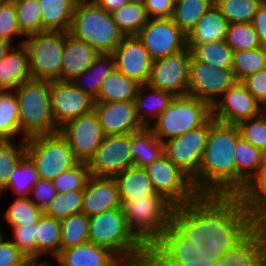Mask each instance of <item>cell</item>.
<instances>
[{
    "mask_svg": "<svg viewBox=\"0 0 266 266\" xmlns=\"http://www.w3.org/2000/svg\"><path fill=\"white\" fill-rule=\"evenodd\" d=\"M187 46L196 61L217 68L232 69L233 50L225 40L208 44H187Z\"/></svg>",
    "mask_w": 266,
    "mask_h": 266,
    "instance_id": "39",
    "label": "cell"
},
{
    "mask_svg": "<svg viewBox=\"0 0 266 266\" xmlns=\"http://www.w3.org/2000/svg\"><path fill=\"white\" fill-rule=\"evenodd\" d=\"M266 69V47L233 52L232 70L237 81Z\"/></svg>",
    "mask_w": 266,
    "mask_h": 266,
    "instance_id": "44",
    "label": "cell"
},
{
    "mask_svg": "<svg viewBox=\"0 0 266 266\" xmlns=\"http://www.w3.org/2000/svg\"><path fill=\"white\" fill-rule=\"evenodd\" d=\"M173 94L154 89L147 84L140 85L134 99L136 115L144 127H150L158 116L171 104Z\"/></svg>",
    "mask_w": 266,
    "mask_h": 266,
    "instance_id": "29",
    "label": "cell"
},
{
    "mask_svg": "<svg viewBox=\"0 0 266 266\" xmlns=\"http://www.w3.org/2000/svg\"><path fill=\"white\" fill-rule=\"evenodd\" d=\"M225 41L233 52L261 47L251 23H229Z\"/></svg>",
    "mask_w": 266,
    "mask_h": 266,
    "instance_id": "50",
    "label": "cell"
},
{
    "mask_svg": "<svg viewBox=\"0 0 266 266\" xmlns=\"http://www.w3.org/2000/svg\"><path fill=\"white\" fill-rule=\"evenodd\" d=\"M60 242V220L47 216L43 212L38 219L36 232L37 262L52 261V259H54L60 252ZM50 257L52 258L49 259Z\"/></svg>",
    "mask_w": 266,
    "mask_h": 266,
    "instance_id": "33",
    "label": "cell"
},
{
    "mask_svg": "<svg viewBox=\"0 0 266 266\" xmlns=\"http://www.w3.org/2000/svg\"><path fill=\"white\" fill-rule=\"evenodd\" d=\"M111 15L124 36H137L149 19L144 4L135 3H127Z\"/></svg>",
    "mask_w": 266,
    "mask_h": 266,
    "instance_id": "42",
    "label": "cell"
},
{
    "mask_svg": "<svg viewBox=\"0 0 266 266\" xmlns=\"http://www.w3.org/2000/svg\"><path fill=\"white\" fill-rule=\"evenodd\" d=\"M113 178L116 180L121 201L159 195L144 168L133 166Z\"/></svg>",
    "mask_w": 266,
    "mask_h": 266,
    "instance_id": "30",
    "label": "cell"
},
{
    "mask_svg": "<svg viewBox=\"0 0 266 266\" xmlns=\"http://www.w3.org/2000/svg\"><path fill=\"white\" fill-rule=\"evenodd\" d=\"M220 0H211V2L213 3V4H216V3H218Z\"/></svg>",
    "mask_w": 266,
    "mask_h": 266,
    "instance_id": "64",
    "label": "cell"
},
{
    "mask_svg": "<svg viewBox=\"0 0 266 266\" xmlns=\"http://www.w3.org/2000/svg\"><path fill=\"white\" fill-rule=\"evenodd\" d=\"M212 117V106L189 95L175 96L168 108L149 127L165 142L204 125Z\"/></svg>",
    "mask_w": 266,
    "mask_h": 266,
    "instance_id": "7",
    "label": "cell"
},
{
    "mask_svg": "<svg viewBox=\"0 0 266 266\" xmlns=\"http://www.w3.org/2000/svg\"><path fill=\"white\" fill-rule=\"evenodd\" d=\"M265 109L241 81L235 82L212 106V117L222 123L238 125L259 116Z\"/></svg>",
    "mask_w": 266,
    "mask_h": 266,
    "instance_id": "18",
    "label": "cell"
},
{
    "mask_svg": "<svg viewBox=\"0 0 266 266\" xmlns=\"http://www.w3.org/2000/svg\"><path fill=\"white\" fill-rule=\"evenodd\" d=\"M128 3L144 4L145 0H127Z\"/></svg>",
    "mask_w": 266,
    "mask_h": 266,
    "instance_id": "63",
    "label": "cell"
},
{
    "mask_svg": "<svg viewBox=\"0 0 266 266\" xmlns=\"http://www.w3.org/2000/svg\"><path fill=\"white\" fill-rule=\"evenodd\" d=\"M229 22L213 4L187 35V44H208L226 39Z\"/></svg>",
    "mask_w": 266,
    "mask_h": 266,
    "instance_id": "28",
    "label": "cell"
},
{
    "mask_svg": "<svg viewBox=\"0 0 266 266\" xmlns=\"http://www.w3.org/2000/svg\"><path fill=\"white\" fill-rule=\"evenodd\" d=\"M90 176L87 163L78 162L75 166L61 172L52 180V183L57 193L84 190Z\"/></svg>",
    "mask_w": 266,
    "mask_h": 266,
    "instance_id": "51",
    "label": "cell"
},
{
    "mask_svg": "<svg viewBox=\"0 0 266 266\" xmlns=\"http://www.w3.org/2000/svg\"><path fill=\"white\" fill-rule=\"evenodd\" d=\"M112 54L119 72L140 85L147 84L153 60L137 36H124Z\"/></svg>",
    "mask_w": 266,
    "mask_h": 266,
    "instance_id": "20",
    "label": "cell"
},
{
    "mask_svg": "<svg viewBox=\"0 0 266 266\" xmlns=\"http://www.w3.org/2000/svg\"><path fill=\"white\" fill-rule=\"evenodd\" d=\"M116 69L113 54L100 53L91 66L77 76L72 83L94 101L98 97L101 83Z\"/></svg>",
    "mask_w": 266,
    "mask_h": 266,
    "instance_id": "31",
    "label": "cell"
},
{
    "mask_svg": "<svg viewBox=\"0 0 266 266\" xmlns=\"http://www.w3.org/2000/svg\"><path fill=\"white\" fill-rule=\"evenodd\" d=\"M31 266H52V261H49V262H34Z\"/></svg>",
    "mask_w": 266,
    "mask_h": 266,
    "instance_id": "61",
    "label": "cell"
},
{
    "mask_svg": "<svg viewBox=\"0 0 266 266\" xmlns=\"http://www.w3.org/2000/svg\"><path fill=\"white\" fill-rule=\"evenodd\" d=\"M121 203L129 229L147 248L172 222L174 205L160 194Z\"/></svg>",
    "mask_w": 266,
    "mask_h": 266,
    "instance_id": "6",
    "label": "cell"
},
{
    "mask_svg": "<svg viewBox=\"0 0 266 266\" xmlns=\"http://www.w3.org/2000/svg\"><path fill=\"white\" fill-rule=\"evenodd\" d=\"M203 244L194 245L172 223L148 248L146 266H216Z\"/></svg>",
    "mask_w": 266,
    "mask_h": 266,
    "instance_id": "8",
    "label": "cell"
},
{
    "mask_svg": "<svg viewBox=\"0 0 266 266\" xmlns=\"http://www.w3.org/2000/svg\"><path fill=\"white\" fill-rule=\"evenodd\" d=\"M60 251L89 242V217L76 213L60 220Z\"/></svg>",
    "mask_w": 266,
    "mask_h": 266,
    "instance_id": "41",
    "label": "cell"
},
{
    "mask_svg": "<svg viewBox=\"0 0 266 266\" xmlns=\"http://www.w3.org/2000/svg\"><path fill=\"white\" fill-rule=\"evenodd\" d=\"M174 0H145L144 7L148 18H172Z\"/></svg>",
    "mask_w": 266,
    "mask_h": 266,
    "instance_id": "57",
    "label": "cell"
},
{
    "mask_svg": "<svg viewBox=\"0 0 266 266\" xmlns=\"http://www.w3.org/2000/svg\"><path fill=\"white\" fill-rule=\"evenodd\" d=\"M235 82L232 69L213 67L191 56L187 95L213 106Z\"/></svg>",
    "mask_w": 266,
    "mask_h": 266,
    "instance_id": "13",
    "label": "cell"
},
{
    "mask_svg": "<svg viewBox=\"0 0 266 266\" xmlns=\"http://www.w3.org/2000/svg\"><path fill=\"white\" fill-rule=\"evenodd\" d=\"M139 87V83L115 69L101 83L98 97L94 102L134 101Z\"/></svg>",
    "mask_w": 266,
    "mask_h": 266,
    "instance_id": "36",
    "label": "cell"
},
{
    "mask_svg": "<svg viewBox=\"0 0 266 266\" xmlns=\"http://www.w3.org/2000/svg\"><path fill=\"white\" fill-rule=\"evenodd\" d=\"M32 79L61 81L64 32L45 30L25 37Z\"/></svg>",
    "mask_w": 266,
    "mask_h": 266,
    "instance_id": "10",
    "label": "cell"
},
{
    "mask_svg": "<svg viewBox=\"0 0 266 266\" xmlns=\"http://www.w3.org/2000/svg\"><path fill=\"white\" fill-rule=\"evenodd\" d=\"M50 82L30 80L13 91L19 103L20 135L29 137L59 132L51 113Z\"/></svg>",
    "mask_w": 266,
    "mask_h": 266,
    "instance_id": "5",
    "label": "cell"
},
{
    "mask_svg": "<svg viewBox=\"0 0 266 266\" xmlns=\"http://www.w3.org/2000/svg\"><path fill=\"white\" fill-rule=\"evenodd\" d=\"M218 266H266V225L256 224L217 261Z\"/></svg>",
    "mask_w": 266,
    "mask_h": 266,
    "instance_id": "21",
    "label": "cell"
},
{
    "mask_svg": "<svg viewBox=\"0 0 266 266\" xmlns=\"http://www.w3.org/2000/svg\"><path fill=\"white\" fill-rule=\"evenodd\" d=\"M212 5L211 0H177L172 19L188 35Z\"/></svg>",
    "mask_w": 266,
    "mask_h": 266,
    "instance_id": "43",
    "label": "cell"
},
{
    "mask_svg": "<svg viewBox=\"0 0 266 266\" xmlns=\"http://www.w3.org/2000/svg\"><path fill=\"white\" fill-rule=\"evenodd\" d=\"M13 45L7 41L0 40V61L12 49Z\"/></svg>",
    "mask_w": 266,
    "mask_h": 266,
    "instance_id": "60",
    "label": "cell"
},
{
    "mask_svg": "<svg viewBox=\"0 0 266 266\" xmlns=\"http://www.w3.org/2000/svg\"><path fill=\"white\" fill-rule=\"evenodd\" d=\"M79 162L88 163L105 137L94 110L68 121L59 128Z\"/></svg>",
    "mask_w": 266,
    "mask_h": 266,
    "instance_id": "17",
    "label": "cell"
},
{
    "mask_svg": "<svg viewBox=\"0 0 266 266\" xmlns=\"http://www.w3.org/2000/svg\"><path fill=\"white\" fill-rule=\"evenodd\" d=\"M240 197L255 224L266 225V159Z\"/></svg>",
    "mask_w": 266,
    "mask_h": 266,
    "instance_id": "35",
    "label": "cell"
},
{
    "mask_svg": "<svg viewBox=\"0 0 266 266\" xmlns=\"http://www.w3.org/2000/svg\"><path fill=\"white\" fill-rule=\"evenodd\" d=\"M0 140H25L20 135L19 103L13 90H0Z\"/></svg>",
    "mask_w": 266,
    "mask_h": 266,
    "instance_id": "38",
    "label": "cell"
},
{
    "mask_svg": "<svg viewBox=\"0 0 266 266\" xmlns=\"http://www.w3.org/2000/svg\"><path fill=\"white\" fill-rule=\"evenodd\" d=\"M241 82L266 110V69L248 75Z\"/></svg>",
    "mask_w": 266,
    "mask_h": 266,
    "instance_id": "56",
    "label": "cell"
},
{
    "mask_svg": "<svg viewBox=\"0 0 266 266\" xmlns=\"http://www.w3.org/2000/svg\"><path fill=\"white\" fill-rule=\"evenodd\" d=\"M78 0H38L41 8L42 31L69 32Z\"/></svg>",
    "mask_w": 266,
    "mask_h": 266,
    "instance_id": "34",
    "label": "cell"
},
{
    "mask_svg": "<svg viewBox=\"0 0 266 266\" xmlns=\"http://www.w3.org/2000/svg\"><path fill=\"white\" fill-rule=\"evenodd\" d=\"M118 186L113 177L90 176L83 190L81 212L88 217L121 208Z\"/></svg>",
    "mask_w": 266,
    "mask_h": 266,
    "instance_id": "23",
    "label": "cell"
},
{
    "mask_svg": "<svg viewBox=\"0 0 266 266\" xmlns=\"http://www.w3.org/2000/svg\"><path fill=\"white\" fill-rule=\"evenodd\" d=\"M89 242L104 246L127 266H146L148 248L129 229L121 208L89 217Z\"/></svg>",
    "mask_w": 266,
    "mask_h": 266,
    "instance_id": "3",
    "label": "cell"
},
{
    "mask_svg": "<svg viewBox=\"0 0 266 266\" xmlns=\"http://www.w3.org/2000/svg\"><path fill=\"white\" fill-rule=\"evenodd\" d=\"M87 165L95 177H114L133 167L130 133L105 136Z\"/></svg>",
    "mask_w": 266,
    "mask_h": 266,
    "instance_id": "16",
    "label": "cell"
},
{
    "mask_svg": "<svg viewBox=\"0 0 266 266\" xmlns=\"http://www.w3.org/2000/svg\"><path fill=\"white\" fill-rule=\"evenodd\" d=\"M93 1L99 7L103 8L110 14L128 3L127 0H93Z\"/></svg>",
    "mask_w": 266,
    "mask_h": 266,
    "instance_id": "59",
    "label": "cell"
},
{
    "mask_svg": "<svg viewBox=\"0 0 266 266\" xmlns=\"http://www.w3.org/2000/svg\"><path fill=\"white\" fill-rule=\"evenodd\" d=\"M237 126L241 137L266 153V110L257 117L240 122Z\"/></svg>",
    "mask_w": 266,
    "mask_h": 266,
    "instance_id": "53",
    "label": "cell"
},
{
    "mask_svg": "<svg viewBox=\"0 0 266 266\" xmlns=\"http://www.w3.org/2000/svg\"><path fill=\"white\" fill-rule=\"evenodd\" d=\"M194 245L218 261L256 224L240 196L199 195L174 206L171 222Z\"/></svg>",
    "mask_w": 266,
    "mask_h": 266,
    "instance_id": "1",
    "label": "cell"
},
{
    "mask_svg": "<svg viewBox=\"0 0 266 266\" xmlns=\"http://www.w3.org/2000/svg\"><path fill=\"white\" fill-rule=\"evenodd\" d=\"M49 92L51 113L58 128L94 109V100L71 81H50Z\"/></svg>",
    "mask_w": 266,
    "mask_h": 266,
    "instance_id": "19",
    "label": "cell"
},
{
    "mask_svg": "<svg viewBox=\"0 0 266 266\" xmlns=\"http://www.w3.org/2000/svg\"><path fill=\"white\" fill-rule=\"evenodd\" d=\"M24 39L25 36L19 30L14 0L0 2V40L20 46Z\"/></svg>",
    "mask_w": 266,
    "mask_h": 266,
    "instance_id": "49",
    "label": "cell"
},
{
    "mask_svg": "<svg viewBox=\"0 0 266 266\" xmlns=\"http://www.w3.org/2000/svg\"><path fill=\"white\" fill-rule=\"evenodd\" d=\"M2 212L3 224L6 226H25L37 222L43 211L39 209L30 199V197L14 198Z\"/></svg>",
    "mask_w": 266,
    "mask_h": 266,
    "instance_id": "40",
    "label": "cell"
},
{
    "mask_svg": "<svg viewBox=\"0 0 266 266\" xmlns=\"http://www.w3.org/2000/svg\"><path fill=\"white\" fill-rule=\"evenodd\" d=\"M144 169L157 194L165 197L174 206L187 204L199 196L192 180L164 154Z\"/></svg>",
    "mask_w": 266,
    "mask_h": 266,
    "instance_id": "11",
    "label": "cell"
},
{
    "mask_svg": "<svg viewBox=\"0 0 266 266\" xmlns=\"http://www.w3.org/2000/svg\"><path fill=\"white\" fill-rule=\"evenodd\" d=\"M38 221L32 225L9 226L8 238L31 261L37 262L36 232Z\"/></svg>",
    "mask_w": 266,
    "mask_h": 266,
    "instance_id": "52",
    "label": "cell"
},
{
    "mask_svg": "<svg viewBox=\"0 0 266 266\" xmlns=\"http://www.w3.org/2000/svg\"><path fill=\"white\" fill-rule=\"evenodd\" d=\"M52 261L54 266H127L110 249L92 242L63 249Z\"/></svg>",
    "mask_w": 266,
    "mask_h": 266,
    "instance_id": "24",
    "label": "cell"
},
{
    "mask_svg": "<svg viewBox=\"0 0 266 266\" xmlns=\"http://www.w3.org/2000/svg\"><path fill=\"white\" fill-rule=\"evenodd\" d=\"M25 154V140H0V192L7 186L11 171Z\"/></svg>",
    "mask_w": 266,
    "mask_h": 266,
    "instance_id": "46",
    "label": "cell"
},
{
    "mask_svg": "<svg viewBox=\"0 0 266 266\" xmlns=\"http://www.w3.org/2000/svg\"><path fill=\"white\" fill-rule=\"evenodd\" d=\"M99 53L88 43L64 32L61 81H73L85 72Z\"/></svg>",
    "mask_w": 266,
    "mask_h": 266,
    "instance_id": "25",
    "label": "cell"
},
{
    "mask_svg": "<svg viewBox=\"0 0 266 266\" xmlns=\"http://www.w3.org/2000/svg\"><path fill=\"white\" fill-rule=\"evenodd\" d=\"M25 143L26 154L35 163L40 179L52 181L79 162L60 132L29 137Z\"/></svg>",
    "mask_w": 266,
    "mask_h": 266,
    "instance_id": "9",
    "label": "cell"
},
{
    "mask_svg": "<svg viewBox=\"0 0 266 266\" xmlns=\"http://www.w3.org/2000/svg\"><path fill=\"white\" fill-rule=\"evenodd\" d=\"M240 136L237 125L210 118L205 152L198 174L192 180L199 195L237 196L234 149Z\"/></svg>",
    "mask_w": 266,
    "mask_h": 266,
    "instance_id": "2",
    "label": "cell"
},
{
    "mask_svg": "<svg viewBox=\"0 0 266 266\" xmlns=\"http://www.w3.org/2000/svg\"><path fill=\"white\" fill-rule=\"evenodd\" d=\"M209 130L210 119L196 129L163 142L164 155L191 180L198 174Z\"/></svg>",
    "mask_w": 266,
    "mask_h": 266,
    "instance_id": "12",
    "label": "cell"
},
{
    "mask_svg": "<svg viewBox=\"0 0 266 266\" xmlns=\"http://www.w3.org/2000/svg\"><path fill=\"white\" fill-rule=\"evenodd\" d=\"M152 60L185 50L187 35L172 18H149L138 33Z\"/></svg>",
    "mask_w": 266,
    "mask_h": 266,
    "instance_id": "14",
    "label": "cell"
},
{
    "mask_svg": "<svg viewBox=\"0 0 266 266\" xmlns=\"http://www.w3.org/2000/svg\"><path fill=\"white\" fill-rule=\"evenodd\" d=\"M20 32L26 37L42 32L41 8L38 0H14Z\"/></svg>",
    "mask_w": 266,
    "mask_h": 266,
    "instance_id": "45",
    "label": "cell"
},
{
    "mask_svg": "<svg viewBox=\"0 0 266 266\" xmlns=\"http://www.w3.org/2000/svg\"><path fill=\"white\" fill-rule=\"evenodd\" d=\"M34 262L23 254L4 234L0 239V266H31Z\"/></svg>",
    "mask_w": 266,
    "mask_h": 266,
    "instance_id": "54",
    "label": "cell"
},
{
    "mask_svg": "<svg viewBox=\"0 0 266 266\" xmlns=\"http://www.w3.org/2000/svg\"><path fill=\"white\" fill-rule=\"evenodd\" d=\"M69 33L91 45L99 54H112L124 37L112 15L93 0L77 1Z\"/></svg>",
    "mask_w": 266,
    "mask_h": 266,
    "instance_id": "4",
    "label": "cell"
},
{
    "mask_svg": "<svg viewBox=\"0 0 266 266\" xmlns=\"http://www.w3.org/2000/svg\"><path fill=\"white\" fill-rule=\"evenodd\" d=\"M105 136L134 133L144 128L136 115L134 101L94 102Z\"/></svg>",
    "mask_w": 266,
    "mask_h": 266,
    "instance_id": "22",
    "label": "cell"
},
{
    "mask_svg": "<svg viewBox=\"0 0 266 266\" xmlns=\"http://www.w3.org/2000/svg\"><path fill=\"white\" fill-rule=\"evenodd\" d=\"M234 152L237 171V196H240L250 181L260 172L265 161V153L241 136L237 139Z\"/></svg>",
    "mask_w": 266,
    "mask_h": 266,
    "instance_id": "27",
    "label": "cell"
},
{
    "mask_svg": "<svg viewBox=\"0 0 266 266\" xmlns=\"http://www.w3.org/2000/svg\"><path fill=\"white\" fill-rule=\"evenodd\" d=\"M263 0H220L215 5L229 23H251Z\"/></svg>",
    "mask_w": 266,
    "mask_h": 266,
    "instance_id": "48",
    "label": "cell"
},
{
    "mask_svg": "<svg viewBox=\"0 0 266 266\" xmlns=\"http://www.w3.org/2000/svg\"><path fill=\"white\" fill-rule=\"evenodd\" d=\"M130 152L134 166L145 168L164 154V146L149 127H144L130 133Z\"/></svg>",
    "mask_w": 266,
    "mask_h": 266,
    "instance_id": "32",
    "label": "cell"
},
{
    "mask_svg": "<svg viewBox=\"0 0 266 266\" xmlns=\"http://www.w3.org/2000/svg\"><path fill=\"white\" fill-rule=\"evenodd\" d=\"M39 179L35 163L25 154L11 171L8 184L0 192V197L9 191V196L12 195L14 198L29 197L32 187Z\"/></svg>",
    "mask_w": 266,
    "mask_h": 266,
    "instance_id": "37",
    "label": "cell"
},
{
    "mask_svg": "<svg viewBox=\"0 0 266 266\" xmlns=\"http://www.w3.org/2000/svg\"><path fill=\"white\" fill-rule=\"evenodd\" d=\"M30 80L32 74L28 50L23 44L13 46L0 61V90H14Z\"/></svg>",
    "mask_w": 266,
    "mask_h": 266,
    "instance_id": "26",
    "label": "cell"
},
{
    "mask_svg": "<svg viewBox=\"0 0 266 266\" xmlns=\"http://www.w3.org/2000/svg\"><path fill=\"white\" fill-rule=\"evenodd\" d=\"M83 190H73L57 193L44 213L54 219L62 220L68 216L81 212Z\"/></svg>",
    "mask_w": 266,
    "mask_h": 266,
    "instance_id": "47",
    "label": "cell"
},
{
    "mask_svg": "<svg viewBox=\"0 0 266 266\" xmlns=\"http://www.w3.org/2000/svg\"><path fill=\"white\" fill-rule=\"evenodd\" d=\"M3 226H5V225H3V224H0V239L2 238V236L4 235V234H6L8 231L7 230H5V229H7V227L5 228L4 227V229H3ZM5 230V231H4ZM4 233V234H3Z\"/></svg>",
    "mask_w": 266,
    "mask_h": 266,
    "instance_id": "62",
    "label": "cell"
},
{
    "mask_svg": "<svg viewBox=\"0 0 266 266\" xmlns=\"http://www.w3.org/2000/svg\"><path fill=\"white\" fill-rule=\"evenodd\" d=\"M191 52L187 47L152 62L147 85L174 96L187 95Z\"/></svg>",
    "mask_w": 266,
    "mask_h": 266,
    "instance_id": "15",
    "label": "cell"
},
{
    "mask_svg": "<svg viewBox=\"0 0 266 266\" xmlns=\"http://www.w3.org/2000/svg\"><path fill=\"white\" fill-rule=\"evenodd\" d=\"M56 195L57 190L52 181L39 179V181L32 187L29 197L31 201L44 212Z\"/></svg>",
    "mask_w": 266,
    "mask_h": 266,
    "instance_id": "55",
    "label": "cell"
},
{
    "mask_svg": "<svg viewBox=\"0 0 266 266\" xmlns=\"http://www.w3.org/2000/svg\"><path fill=\"white\" fill-rule=\"evenodd\" d=\"M251 24L254 26L261 46L266 47V0L258 6Z\"/></svg>",
    "mask_w": 266,
    "mask_h": 266,
    "instance_id": "58",
    "label": "cell"
}]
</instances>
